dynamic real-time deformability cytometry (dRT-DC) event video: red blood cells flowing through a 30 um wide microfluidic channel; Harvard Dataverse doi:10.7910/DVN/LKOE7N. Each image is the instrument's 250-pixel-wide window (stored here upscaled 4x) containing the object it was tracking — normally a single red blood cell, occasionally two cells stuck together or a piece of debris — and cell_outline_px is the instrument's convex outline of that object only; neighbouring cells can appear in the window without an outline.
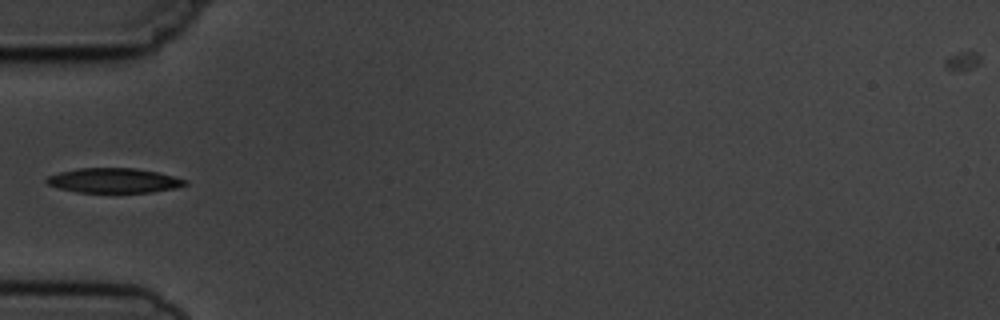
{"species": "common noctule bat (a hibernating species)", "species_latin": "Nyctalus noctula", "temperature_condition": "cold", "stored_images_in_passage": 4, "camera_frame_rate_fps": 3000, "um_per_image_px": 0.085, "animal": {"sex": "male", "body_mass_g": 19.5, "forearm_length_mm": 54.6}, "frame": {"image": 1, "passage_image": 4, "time_ms": 4.333, "image_size_px": [1000, 320], "cell_outline_px": [[188, 184], [176, 188], [152, 192], [76, 192], [60, 188], [48, 184], [44, 180], [48, 176], [60, 172], [76, 168], [136, 168], [156, 172], [188, 180]], "centroid_in_image_um": [9.68, 15.34], "position_along_channel_um": 75.3, "area_um2": 19.88}}